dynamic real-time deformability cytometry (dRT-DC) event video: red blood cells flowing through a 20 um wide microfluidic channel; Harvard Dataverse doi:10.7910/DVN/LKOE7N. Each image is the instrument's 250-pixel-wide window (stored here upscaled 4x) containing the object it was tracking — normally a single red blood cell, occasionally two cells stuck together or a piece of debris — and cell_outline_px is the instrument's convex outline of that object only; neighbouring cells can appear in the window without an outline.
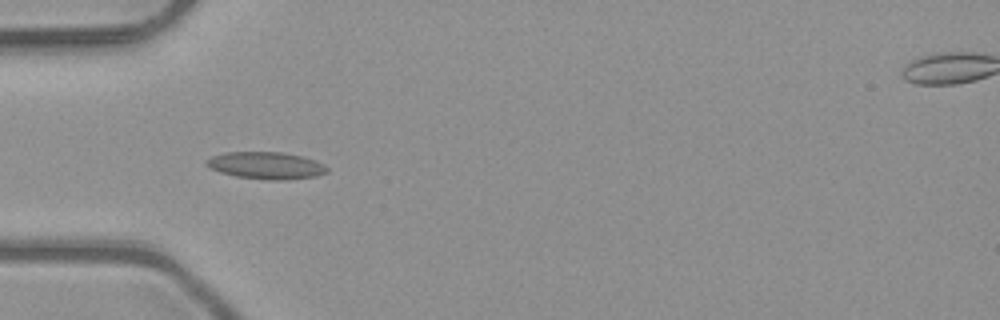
{"species": "common noctule bat (a hibernating species)", "species_latin": "Nyctalus noctula", "temperature_condition": "room temperature", "stored_images_in_passage": 6, "camera_frame_rate_fps": 3000, "um_per_image_px": 0.085, "animal": {"sex": "male", "body_mass_g": 23.1, "forearm_length_mm": 52.7}, "frame": {"image": 1, "passage_image": 4, "time_ms": 1.0, "image_size_px": [1000, 320], "cell_outline_px": [[328, 172], [316, 176], [288, 180], [268, 180], [236, 176], [220, 172], [208, 168], [204, 164], [204, 160], [212, 156], [224, 152], [280, 152], [304, 156], [316, 160], [324, 164], [328, 168]], "centroid_in_image_um": [22.61, 14.06], "position_along_channel_um": 62.4, "area_um2": 19.36}}
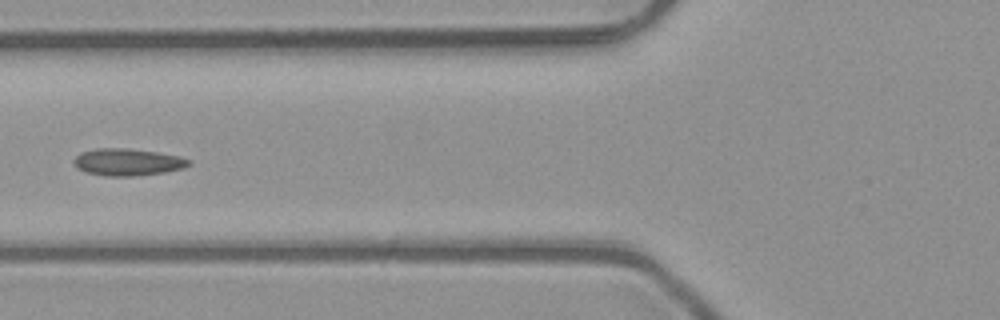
{"frame": {"image": 2, "passage_image": 5, "time_ms": 1.333, "image_size_px": [1000, 320], "cell_outline_px": [[192, 164], [184, 168], [164, 172], [132, 176], [104, 176], [84, 172], [76, 168], [72, 160], [80, 152], [96, 148], [124, 148], [156, 152], [180, 156], [192, 160]], "centroid_in_image_um": [10.83, 13.78], "position_along_channel_um": 115.0, "area_um2": 18.32}}
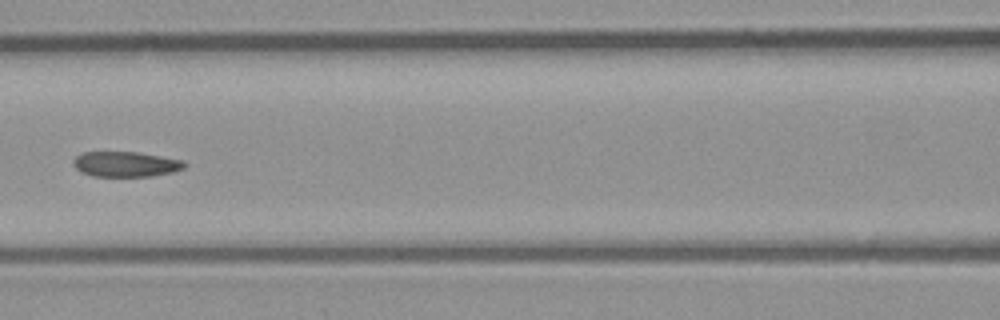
{"frame": {"image": 3, "passage_image": 6, "time_ms": 1.667, "image_size_px": [1000, 320], "cell_outline_px": [[184, 168], [172, 172], [152, 176], [92, 176], [80, 172], [72, 164], [72, 160], [80, 152], [136, 152], [184, 160]], "centroid_in_image_um": [10.63, 13.95], "position_along_channel_um": 156.0, "area_um2": 16.36}}